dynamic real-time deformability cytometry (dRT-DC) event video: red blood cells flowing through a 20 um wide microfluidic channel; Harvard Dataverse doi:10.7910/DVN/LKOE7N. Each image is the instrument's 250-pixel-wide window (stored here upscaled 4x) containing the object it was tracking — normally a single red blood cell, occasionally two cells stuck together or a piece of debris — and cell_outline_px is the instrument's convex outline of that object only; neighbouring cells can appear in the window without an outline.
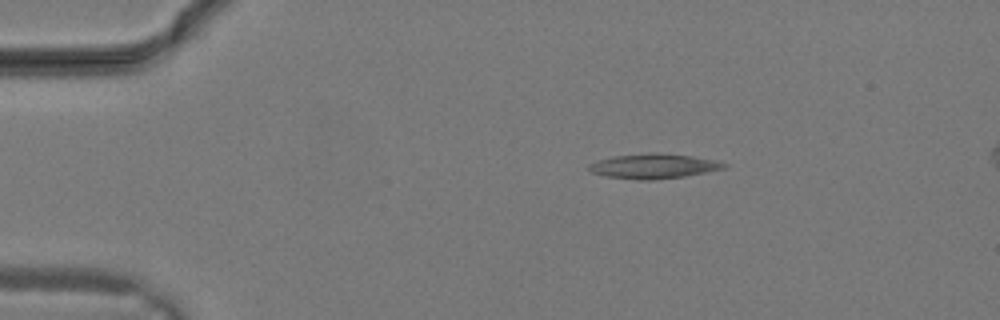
{"species": "common noctule bat (a hibernating species)", "species_latin": "Nyctalus noctula", "temperature_condition": "warm", "stored_images_in_passage": 28, "segment_of_instrument_passage": [1, 2], "camera_frame_rate_fps": 3000, "um_per_image_px": 0.085, "animal": {"sex": "male", "body_mass_g": 19.2, "forearm_length_mm": 51.8}, "frame": {"image": 1, "passage_image": 2, "time_ms": 0.333, "image_size_px": [1000, 320], "cell_outline_px": [[728, 164], [724, 168], [684, 176], [652, 180], [636, 180], [604, 176], [592, 172], [588, 168], [588, 164], [612, 156], [652, 152], [656, 152], [692, 156], [716, 160]], "centroid_in_image_um": [55.53, 14.12], "position_along_channel_um": 29.5, "area_um2": 19.48}}
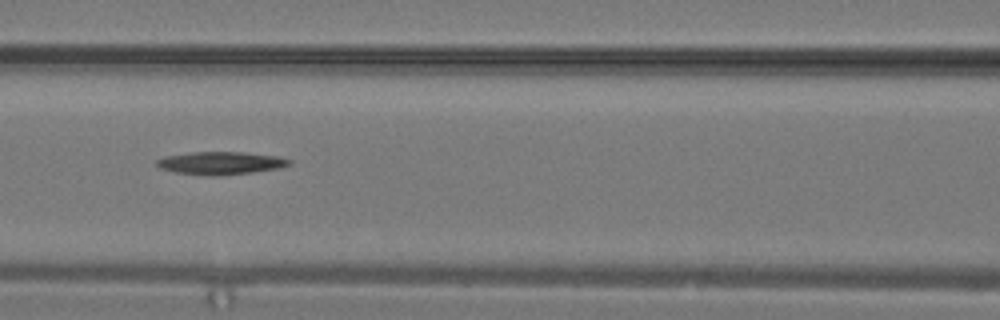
{"frame": {"image": 2, "passage_image": 10, "time_ms": 3.0, "image_size_px": [1000, 320], "cell_outline_px": [[292, 164], [280, 168], [252, 172], [216, 176], [208, 176], [176, 172], [160, 168], [156, 164], [156, 160], [164, 156], [192, 152], [244, 152], [276, 156], [292, 160]], "centroid_in_image_um": [18.76, 13.86], "position_along_channel_um": 147.8, "area_um2": 17.63}}
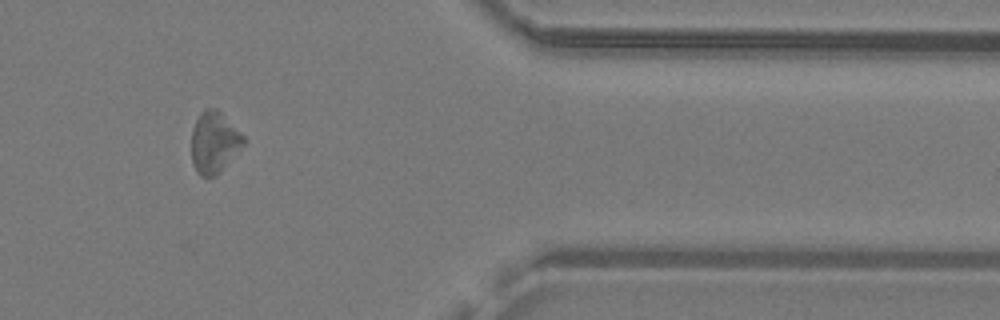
{"frame": {"image": 3, "passage_image": 22, "time_ms": 7.0, "image_size_px": [1000, 320], "cell_outline_px": [[248, 140], [220, 172], [216, 176], [200, 176], [196, 172], [192, 164], [192, 128], [200, 112], [204, 108], [216, 108]], "centroid_in_image_um": [18.2, 12.11], "position_along_channel_um": 393.2, "area_um2": 18.67}}